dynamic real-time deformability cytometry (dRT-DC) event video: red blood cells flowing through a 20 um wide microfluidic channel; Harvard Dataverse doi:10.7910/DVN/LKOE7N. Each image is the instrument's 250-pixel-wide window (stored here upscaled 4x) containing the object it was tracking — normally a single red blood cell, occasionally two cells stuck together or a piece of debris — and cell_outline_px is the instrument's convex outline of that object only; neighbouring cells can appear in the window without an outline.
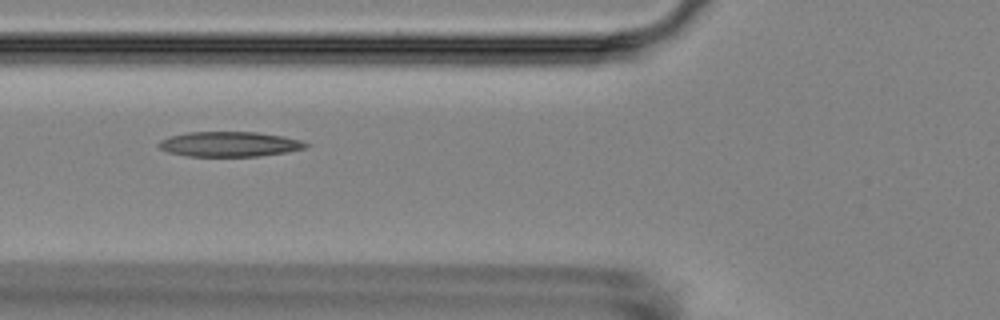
{"species": "Egyptian fruit bat (a non-hibernating species)", "species_latin": "Rousettus aegyptiacus", "temperature_condition": "room temperature", "stored_images_in_passage": 9, "camera_frame_rate_fps": 3000, "um_per_image_px": 0.085, "animal": {"sex": "female"}, "frame": {"image": 1, "passage_image": 6, "time_ms": 6.0, "image_size_px": [1000, 320], "cell_outline_px": [[312, 144], [304, 148], [288, 152], [260, 156], [188, 156], [168, 152], [160, 148], [156, 144], [160, 140], [172, 136], [188, 132], [256, 132], [284, 136], [300, 140]], "centroid_in_image_um": [19.53, 12.25], "position_along_channel_um": 106.3, "area_um2": 21.44}}
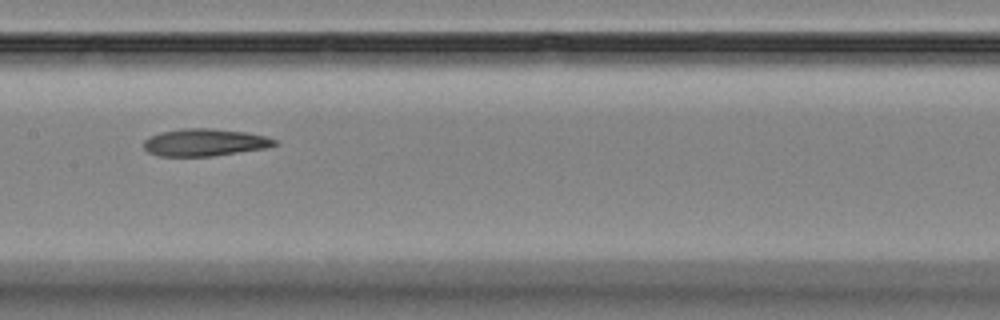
{"frame": {"image": 2, "passage_image": 8, "time_ms": 8.333, "image_size_px": [1000, 320], "cell_outline_px": [[280, 144], [264, 148], [212, 156], [160, 156], [148, 152], [144, 148], [144, 140], [148, 136], [160, 132], [184, 128], [212, 128], [244, 132], [264, 136], [276, 140]], "centroid_in_image_um": [17.36, 12.1], "position_along_channel_um": 190.0, "area_um2": 20.75}}
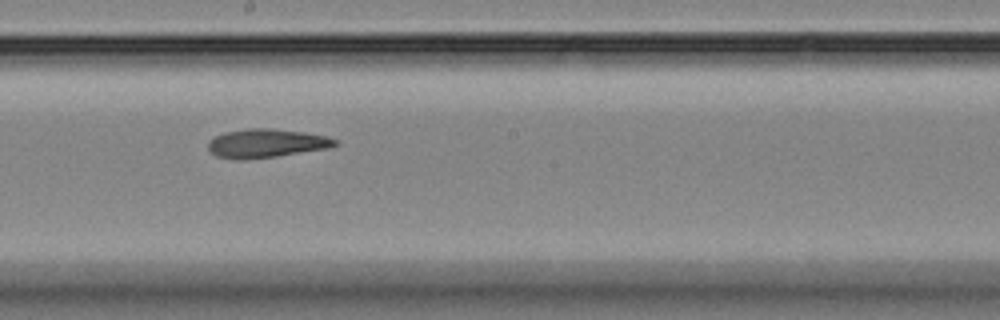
{"frame": {"image": 3, "passage_image": 9, "time_ms": 9.333, "image_size_px": [1000, 320], "cell_outline_px": [[340, 144], [328, 148], [276, 156], [244, 160], [236, 160], [216, 156], [208, 148], [208, 140], [224, 132], [248, 128], [272, 128], [304, 132], [328, 136], [336, 140]], "centroid_in_image_um": [22.63, 12.17], "position_along_channel_um": 225.6, "area_um2": 21.33}}